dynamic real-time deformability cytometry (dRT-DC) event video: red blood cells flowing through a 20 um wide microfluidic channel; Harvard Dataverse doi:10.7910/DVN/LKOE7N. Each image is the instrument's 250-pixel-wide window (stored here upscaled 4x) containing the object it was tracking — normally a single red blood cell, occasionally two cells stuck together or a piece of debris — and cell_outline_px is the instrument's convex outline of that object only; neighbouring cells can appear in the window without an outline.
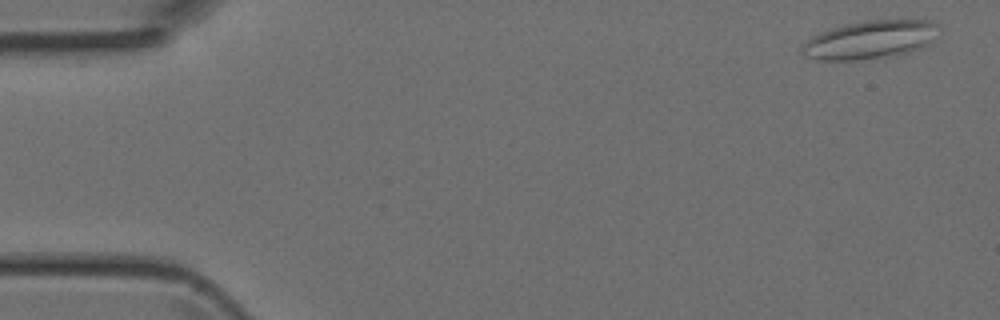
{"species": "Egyptian fruit bat (a non-hibernating species)", "species_latin": "Rousettus aegyptiacus", "temperature_condition": "room temperature", "stored_images_in_passage": 48, "camera_frame_rate_fps": 3000, "um_per_image_px": 0.085, "animal": {"sex": "female"}, "frame": {"image": 1, "passage_image": 2, "time_ms": 0.333, "image_size_px": [1000, 320], "cell_outline_px": [[940, 24], [928, 44], [920, 48], [896, 56], [856, 60], [816, 60], [804, 56], [800, 52], [800, 48], [812, 36], [820, 32], [844, 24], [864, 20], [928, 20]], "centroid_in_image_um": [73.91, 3.38], "position_along_channel_um": 11.1, "area_um2": 30.52}}
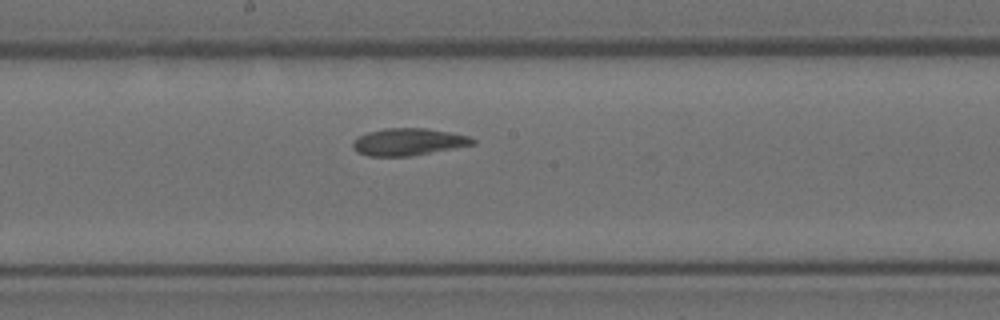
{"frame": {"image": 2, "passage_image": 25, "time_ms": 8.0, "image_size_px": [1000, 320], "cell_outline_px": [[476, 144], [412, 156], [368, 156], [356, 152], [352, 148], [352, 140], [368, 132], [384, 128], [428, 128], [468, 136], [476, 140]], "centroid_in_image_um": [34.69, 12.06], "position_along_channel_um": 213.5, "area_um2": 19.07}}
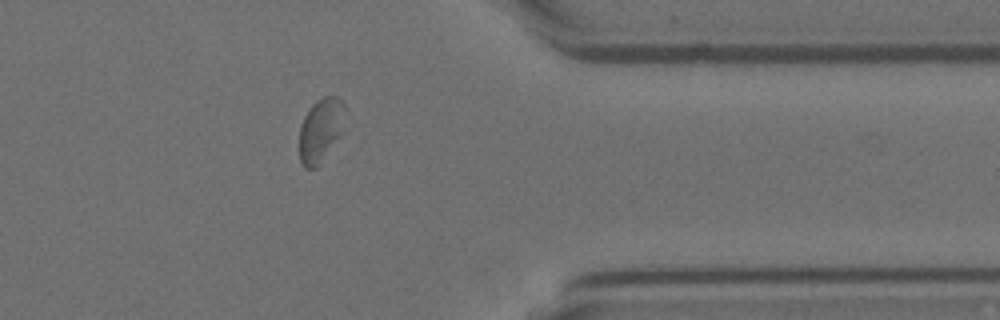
{"frame": {"image": 3, "passage_image": 38, "time_ms": 12.333, "image_size_px": [1000, 320], "cell_outline_px": [[344, 132], [316, 168], [304, 168], [300, 160], [300, 128], [304, 116], [308, 108], [316, 100], [324, 96], [336, 96], [344, 104]], "centroid_in_image_um": [27.27, 11.05], "position_along_channel_um": 384.1, "area_um2": 17.11}}